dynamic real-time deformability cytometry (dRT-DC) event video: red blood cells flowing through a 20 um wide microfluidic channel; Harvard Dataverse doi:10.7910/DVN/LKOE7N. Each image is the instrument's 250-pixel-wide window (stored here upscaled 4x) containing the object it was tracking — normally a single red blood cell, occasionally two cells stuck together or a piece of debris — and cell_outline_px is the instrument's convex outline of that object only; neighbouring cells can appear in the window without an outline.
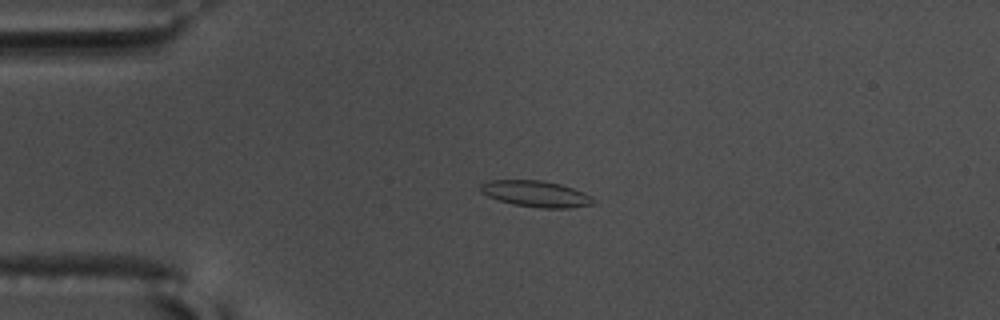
{"species": "common noctule bat (a hibernating species)", "species_latin": "Nyctalus noctula", "temperature_condition": "warm", "stored_images_in_passage": 58, "camera_frame_rate_fps": 3000, "um_per_image_px": 0.085, "animal": {"sex": "male", "body_mass_g": 17.5, "forearm_length_mm": 52.3}, "frame": {"image": 1, "passage_image": 15, "time_ms": 4.667, "image_size_px": [1000, 320], "cell_outline_px": [[596, 204], [568, 208], [540, 208], [512, 204], [488, 196], [480, 192], [480, 184], [488, 180], [540, 180], [560, 184], [584, 192], [592, 196], [596, 200]], "centroid_in_image_um": [45.58, 16.48], "position_along_channel_um": 39.4, "area_um2": 17.34}}
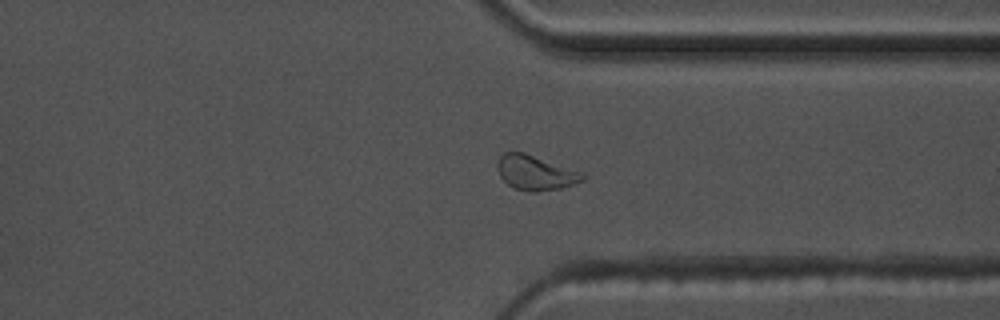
{"frame": {"image": 2, "passage_image": 45, "time_ms": 14.667, "image_size_px": [1000, 320], "cell_outline_px": [[588, 176], [584, 180], [560, 188], [536, 192], [528, 192], [516, 188], [508, 184], [500, 176], [496, 168], [496, 164], [500, 156], [504, 152], [524, 152], [584, 172]], "centroid_in_image_um": [45.53, 14.67], "position_along_channel_um": 365.9, "area_um2": 17.4}}
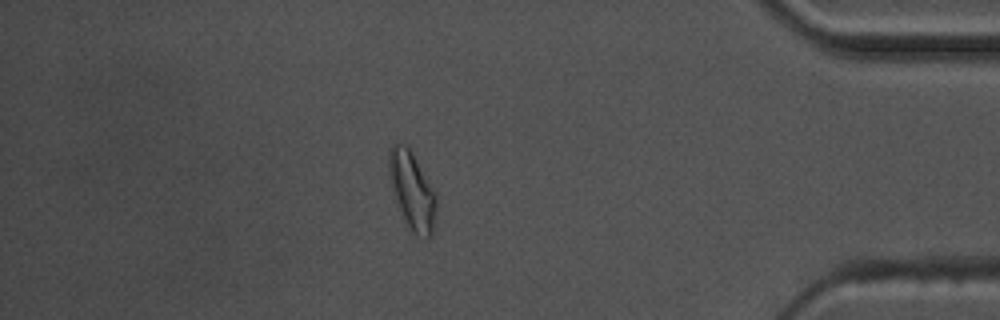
{"frame": {"image": 3, "passage_image": 51, "time_ms": 16.667, "image_size_px": [1000, 320], "cell_outline_px": [[436, 208], [432, 236], [416, 236], [412, 232], [396, 200], [392, 188], [388, 168], [388, 148], [392, 144], [408, 144], [436, 192]], "centroid_in_image_um": [35.03, 16.13], "position_along_channel_um": 400.2, "area_um2": 21.33}, "authors_computed_cell_mechanics": {"area_um2": 16.762, "velocity_mm_per_s": 3.5731, "shape_relaxation_time_tau1_ms": 9.9465, "shape_relaxation_time_tau2_ms": 3.15, "deformation_change_tau1": 0.1982, "deformation_change_tau2": 0.0844}}